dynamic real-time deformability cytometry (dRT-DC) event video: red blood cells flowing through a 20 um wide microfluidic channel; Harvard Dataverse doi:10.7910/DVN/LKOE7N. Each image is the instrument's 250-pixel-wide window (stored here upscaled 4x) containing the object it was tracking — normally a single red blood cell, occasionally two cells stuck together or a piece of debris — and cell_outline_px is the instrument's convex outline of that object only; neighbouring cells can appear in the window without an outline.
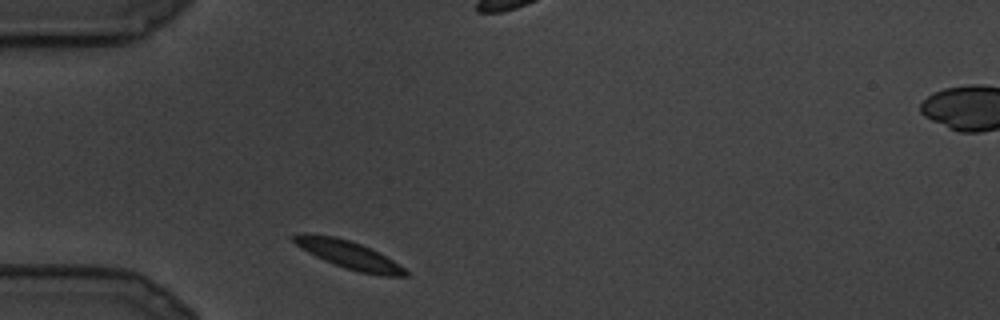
{"species": "common noctule bat (a hibernating species)", "species_latin": "Nyctalus noctula", "temperature_condition": "cold", "stored_images_in_passage": 4, "camera_frame_rate_fps": 3000, "um_per_image_px": 0.085, "animal": {"sex": "male", "body_mass_g": 19.5, "forearm_length_mm": 54.6}, "frame": {"image": 1, "passage_image": 1, "time_ms": 0.0, "image_size_px": [1000, 320], "cell_outline_px": [[408, 276], [384, 276], [360, 272], [324, 260], [308, 252], [296, 244], [292, 240], [292, 236], [300, 232], [308, 232], [336, 236], [372, 248], [380, 252], [404, 268], [408, 272]], "centroid_in_image_um": [29.63, 21.62], "position_along_channel_um": 55.4, "area_um2": 18.09}}